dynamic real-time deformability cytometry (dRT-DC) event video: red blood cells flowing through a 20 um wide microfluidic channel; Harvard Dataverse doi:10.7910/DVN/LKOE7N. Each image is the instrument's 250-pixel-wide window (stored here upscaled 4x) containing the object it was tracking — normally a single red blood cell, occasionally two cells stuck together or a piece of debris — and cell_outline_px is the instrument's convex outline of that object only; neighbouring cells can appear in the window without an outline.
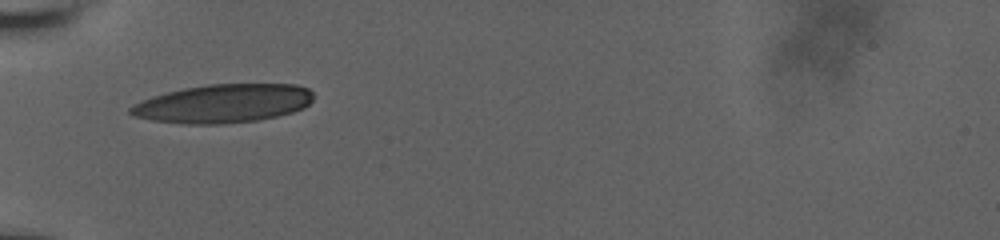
{"species": "human", "species_latin": "Homo sapiens", "temperature_condition": "room temperature", "stored_images_in_passage": 47, "camera_frame_rate_fps": 3000, "um_per_image_px": 0.085, "donor": {"sex": "male"}, "frame": {"image": 1, "passage_image": 1, "time_ms": 0.0, "image_size_px": [1000, 240], "cell_outline_px": [[312, 100], [304, 108], [292, 112], [276, 116], [256, 120], [220, 124], [184, 124], [152, 120], [132, 116], [128, 112], [128, 108], [152, 96], [184, 88], [208, 84], [296, 84], [308, 88], [312, 92]], "centroid_in_image_um": [18.97, 8.8], "position_along_channel_um": 66.0, "area_um2": 40.98}}
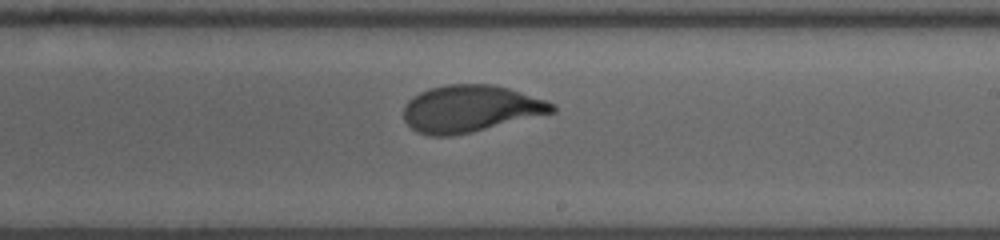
{"frame": {"image": 2, "passage_image": 21, "time_ms": 5.0, "image_size_px": [1000, 240], "cell_outline_px": [[556, 112], [472, 132], [452, 136], [432, 136], [416, 132], [404, 120], [404, 104], [412, 96], [420, 92], [432, 88], [448, 84], [492, 84], [508, 88], [556, 104]], "centroid_in_image_um": [39.97, 9.24], "position_along_channel_um": 249.0, "area_um2": 40.58}}
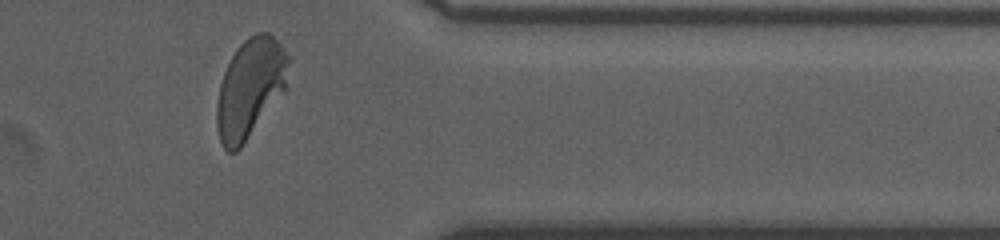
{"frame": {"image": 3, "passage_image": 44, "time_ms": 9.0, "image_size_px": [1000, 240], "cell_outline_px": [[288, 88], [240, 148], [236, 152], [228, 152], [224, 148], [220, 140], [216, 128], [216, 104], [220, 84], [224, 72], [236, 48], [248, 36], [256, 32], [268, 32], [280, 44], [288, 56]], "centroid_in_image_um": [21.26, 7.5], "position_along_channel_um": 390.1, "area_um2": 41.67}, "authors_computed_cell_mechanics": {"area_um2": 40.2866, "velocity_mm_per_s": 3.7738, "shape_relaxation_time_tau1_ms": 3.4605, "shape_relaxation_time_tau2_ms": null, "deformation_change_tau1": 0.1791, "deformation_change_tau2": null}}